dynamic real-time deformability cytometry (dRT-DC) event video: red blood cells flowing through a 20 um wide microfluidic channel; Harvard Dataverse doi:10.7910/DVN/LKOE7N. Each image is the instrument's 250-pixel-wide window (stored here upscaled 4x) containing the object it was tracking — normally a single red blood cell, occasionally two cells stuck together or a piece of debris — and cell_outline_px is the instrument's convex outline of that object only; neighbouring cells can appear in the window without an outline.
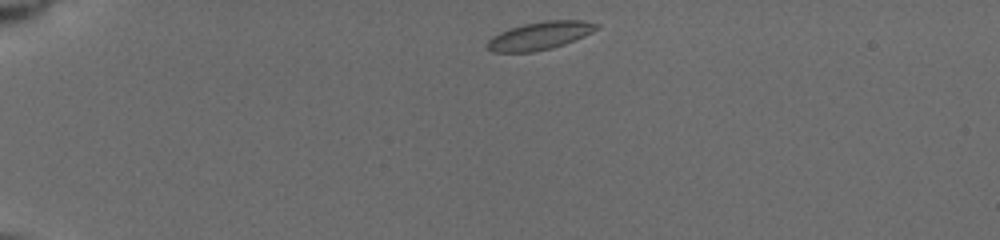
{"species": "common noctule bat (a hibernating species)", "species_latin": "Nyctalus noctula", "temperature_condition": "cold", "stored_images_in_passage": 3, "camera_frame_rate_fps": 3000, "um_per_image_px": 0.085, "animal": {"sex": "female", "body_mass_g": 19.5, "forearm_length_mm": 54.1}, "frame": {"image": 1, "passage_image": 1, "time_ms": 0.0, "image_size_px": [1000, 240], "cell_outline_px": [[600, 28], [584, 36], [564, 44], [552, 48], [532, 52], [492, 52], [488, 48], [488, 40], [492, 36], [500, 32], [524, 24], [544, 20], [584, 20], [600, 24]], "centroid_in_image_um": [45.93, 3.02], "position_along_channel_um": 39.1, "area_um2": 17.74}}